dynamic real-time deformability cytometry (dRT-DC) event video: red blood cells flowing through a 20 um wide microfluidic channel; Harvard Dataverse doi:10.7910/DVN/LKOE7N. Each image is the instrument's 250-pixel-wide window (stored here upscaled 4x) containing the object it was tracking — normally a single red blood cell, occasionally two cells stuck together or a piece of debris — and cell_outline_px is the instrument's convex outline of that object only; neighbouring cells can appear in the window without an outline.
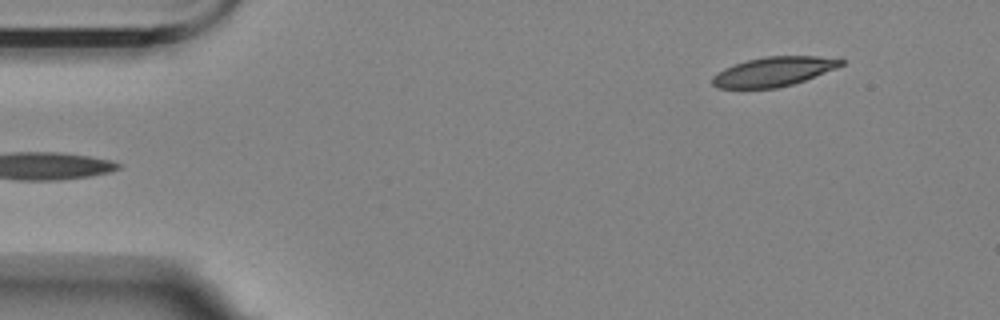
{"species": "Egyptian fruit bat (a non-hibernating species)", "species_latin": "Rousettus aegyptiacus", "temperature_condition": "room temperature", "stored_images_in_passage": 4, "camera_frame_rate_fps": 3000, "um_per_image_px": 0.085, "animal": {"sex": "female"}, "frame": {"image": 1, "passage_image": 4, "time_ms": 4.333, "image_size_px": [1000, 320], "cell_outline_px": [[844, 64], [836, 68], [804, 80], [792, 84], [776, 88], [716, 88], [712, 84], [712, 76], [716, 72], [724, 68], [748, 60], [764, 56], [840, 56], [844, 60]], "centroid_in_image_um": [65.79, 6.07], "position_along_channel_um": 19.2, "area_um2": 22.2}}